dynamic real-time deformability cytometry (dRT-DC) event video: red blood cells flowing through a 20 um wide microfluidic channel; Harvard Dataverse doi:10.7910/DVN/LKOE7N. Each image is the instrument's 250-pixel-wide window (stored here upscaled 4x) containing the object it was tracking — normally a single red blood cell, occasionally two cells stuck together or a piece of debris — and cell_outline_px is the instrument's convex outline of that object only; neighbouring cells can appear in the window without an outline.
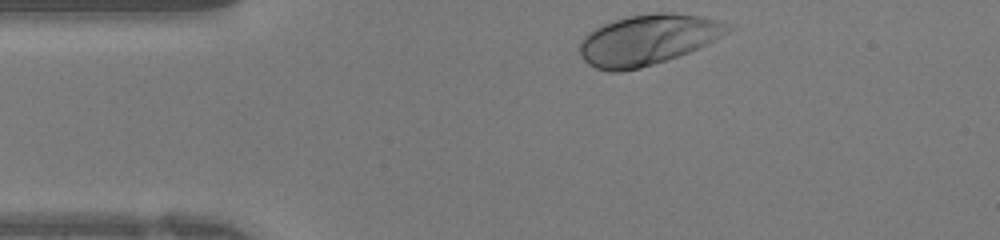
{"species": "human", "species_latin": "Homo sapiens", "temperature_condition": "warm", "stored_images_in_passage": 27, "camera_frame_rate_fps": 3000, "um_per_image_px": 0.085, "donor": {"sex": "female"}, "frame": {"image": 1, "passage_image": 1, "time_ms": 0.0, "image_size_px": [1000, 240], "cell_outline_px": [[732, 28], [728, 32], [688, 52], [668, 60], [640, 68], [620, 72], [608, 72], [596, 68], [588, 64], [580, 56], [580, 40], [588, 32], [612, 20], [628, 16], [656, 12], [672, 12], [704, 16], [732, 24]], "centroid_in_image_um": [55.03, 3.37], "position_along_channel_um": 30.0, "area_um2": 43.58}}
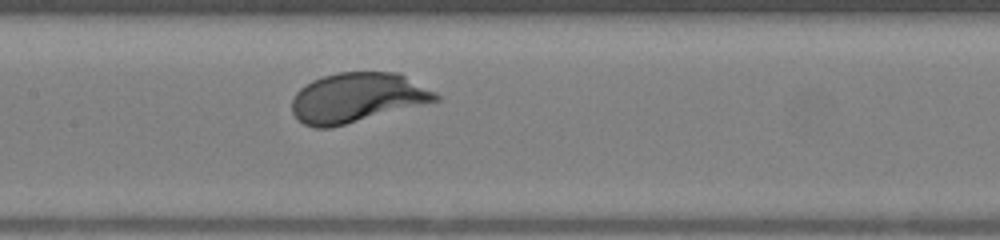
{"frame": {"image": 2, "passage_image": 13, "time_ms": 4.0, "image_size_px": [1000, 240], "cell_outline_px": [[440, 100], [328, 128], [312, 128], [304, 124], [292, 112], [292, 100], [296, 92], [304, 84], [312, 80], [336, 72], [400, 72], [436, 92], [440, 96]], "centroid_in_image_um": [30.35, 8.28], "position_along_channel_um": 177.0, "area_um2": 41.44}}
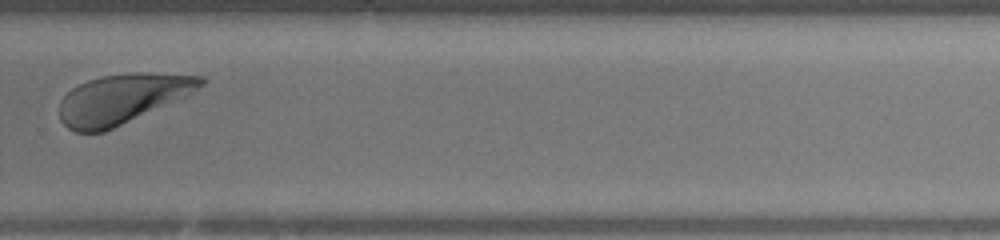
{"frame": {"image": 3, "passage_image": 22, "time_ms": 7.0, "image_size_px": [1000, 240], "cell_outline_px": [[208, 80], [204, 84], [188, 96], [104, 132], [76, 132], [68, 128], [60, 120], [60, 100], [72, 88], [88, 80], [100, 76], [132, 72], [148, 72], [204, 76]], "centroid_in_image_um": [10.43, 8.38], "position_along_channel_um": 319.4, "area_um2": 41.1}}